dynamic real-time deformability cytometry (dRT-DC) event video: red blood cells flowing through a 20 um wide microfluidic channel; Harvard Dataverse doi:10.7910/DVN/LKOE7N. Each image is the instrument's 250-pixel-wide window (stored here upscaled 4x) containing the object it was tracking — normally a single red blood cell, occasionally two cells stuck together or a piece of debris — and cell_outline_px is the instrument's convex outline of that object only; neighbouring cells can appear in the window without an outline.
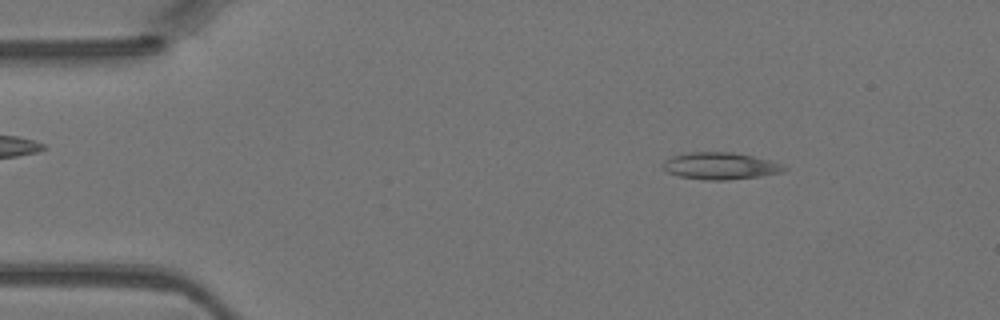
{"species": "Egyptian fruit bat (a non-hibernating species)", "species_latin": "Rousettus aegyptiacus", "temperature_condition": "warm", "stored_images_in_passage": 44, "camera_frame_rate_fps": 3000, "um_per_image_px": 0.085, "animal": {"sex": "female"}, "frame": {"image": 1, "passage_image": 6, "time_ms": 1.667, "image_size_px": [1000, 320], "cell_outline_px": [[788, 168], [784, 172], [760, 176], [728, 180], [704, 180], [680, 176], [668, 172], [660, 164], [664, 160], [672, 156], [688, 152], [732, 152], [752, 156], [784, 164]], "centroid_in_image_um": [61.23, 14.1], "position_along_channel_um": 23.8, "area_um2": 19.13}}
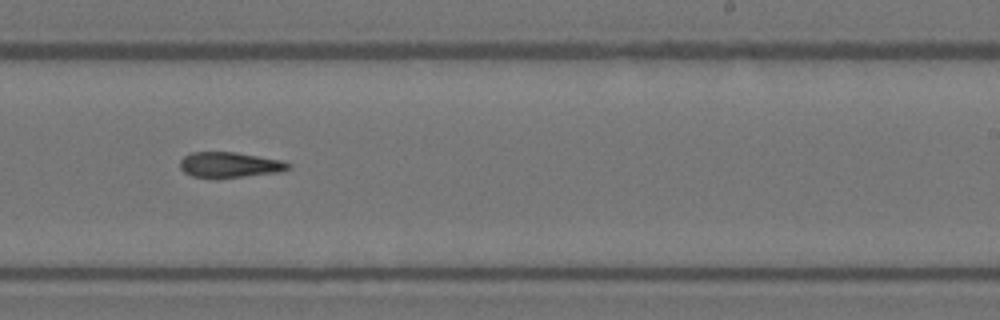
{"frame": {"image": 2, "passage_image": 27, "time_ms": 8.667, "image_size_px": [1000, 320], "cell_outline_px": [[292, 168], [280, 172], [244, 176], [192, 176], [184, 172], [180, 168], [180, 160], [184, 156], [192, 152], [236, 152], [284, 160], [292, 164]], "centroid_in_image_um": [19.59, 13.98], "position_along_channel_um": 269.4, "area_um2": 15.84}}
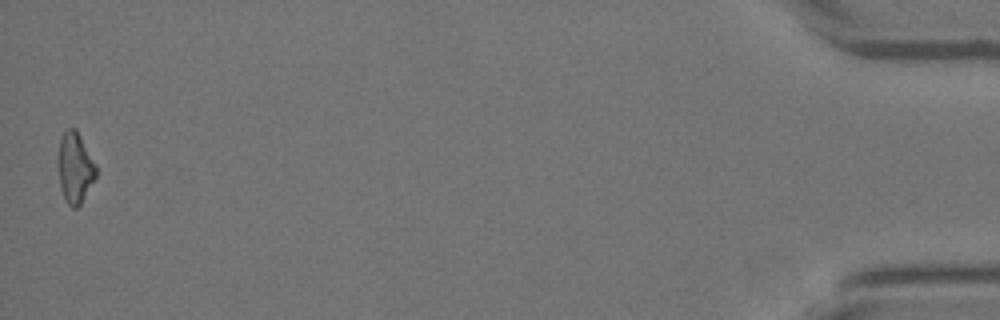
{"frame": {"image": 3, "passage_image": 44, "time_ms": 14.333, "image_size_px": [1000, 320], "cell_outline_px": [[96, 176], [80, 204], [76, 208], [72, 208], [68, 204], [60, 188], [60, 136], [68, 128], [76, 128], [96, 164]], "centroid_in_image_um": [6.4, 14.24], "position_along_channel_um": 428.8, "area_um2": 15.09}}